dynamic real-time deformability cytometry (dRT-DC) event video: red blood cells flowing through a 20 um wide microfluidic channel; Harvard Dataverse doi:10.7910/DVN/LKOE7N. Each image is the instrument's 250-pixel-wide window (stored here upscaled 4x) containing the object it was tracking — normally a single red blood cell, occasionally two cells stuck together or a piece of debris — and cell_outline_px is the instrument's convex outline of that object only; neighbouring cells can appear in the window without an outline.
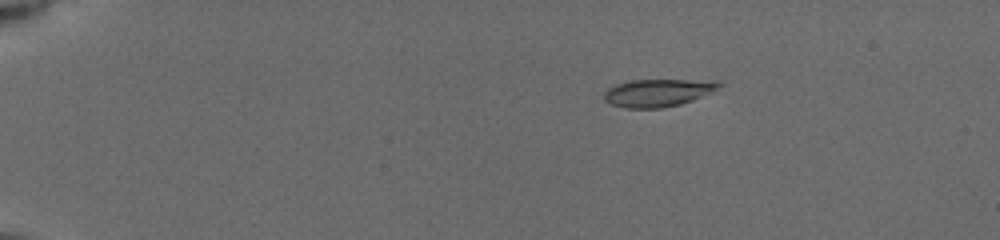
{"species": "common noctule bat (a hibernating species)", "species_latin": "Nyctalus noctula", "temperature_condition": "cold", "stored_images_in_passage": 7, "camera_frame_rate_fps": 3000, "um_per_image_px": 0.085, "animal": {"sex": "female", "body_mass_g": 19.5, "forearm_length_mm": 54.1}, "frame": {"image": 1, "passage_image": 1, "time_ms": 0.0, "image_size_px": [1000, 240], "cell_outline_px": [[724, 84], [712, 92], [692, 100], [680, 104], [660, 108], [624, 108], [612, 104], [604, 100], [604, 92], [608, 88], [616, 84], [628, 80], [716, 80]], "centroid_in_image_um": [55.92, 7.87], "position_along_channel_um": 29.1, "area_um2": 18.55}}